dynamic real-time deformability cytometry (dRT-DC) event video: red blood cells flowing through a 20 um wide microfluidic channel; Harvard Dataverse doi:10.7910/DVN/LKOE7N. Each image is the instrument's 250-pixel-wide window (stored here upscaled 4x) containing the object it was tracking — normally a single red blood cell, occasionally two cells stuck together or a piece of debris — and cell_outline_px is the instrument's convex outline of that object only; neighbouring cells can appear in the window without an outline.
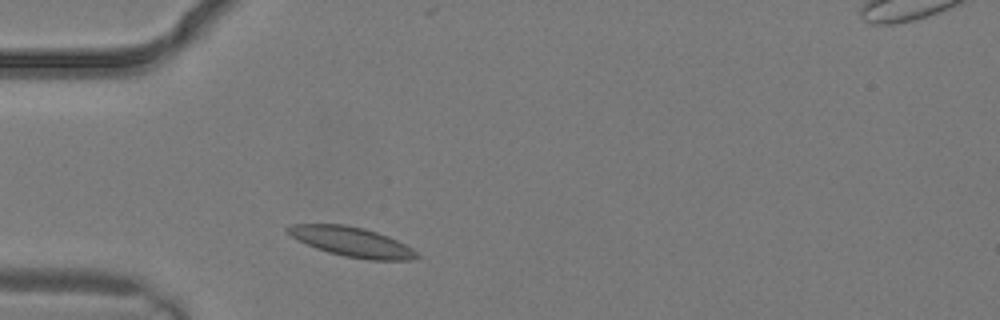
{"species": "common noctule bat (a hibernating species)", "species_latin": "Nyctalus noctula", "temperature_condition": "warm", "stored_images_in_passage": 3, "camera_frame_rate_fps": 3000, "um_per_image_px": 0.085, "animal": {"sex": "male", "body_mass_g": 19.2, "forearm_length_mm": 51.8}, "frame": {"image": 1, "passage_image": 2, "time_ms": 0.333, "image_size_px": [1000, 320], "cell_outline_px": [[420, 256], [412, 260], [368, 260], [344, 256], [328, 252], [316, 248], [292, 236], [284, 228], [292, 224], [344, 224], [364, 228], [388, 236], [412, 248]], "centroid_in_image_um": [29.92, 20.56], "position_along_channel_um": 55.1, "area_um2": 22.08}}